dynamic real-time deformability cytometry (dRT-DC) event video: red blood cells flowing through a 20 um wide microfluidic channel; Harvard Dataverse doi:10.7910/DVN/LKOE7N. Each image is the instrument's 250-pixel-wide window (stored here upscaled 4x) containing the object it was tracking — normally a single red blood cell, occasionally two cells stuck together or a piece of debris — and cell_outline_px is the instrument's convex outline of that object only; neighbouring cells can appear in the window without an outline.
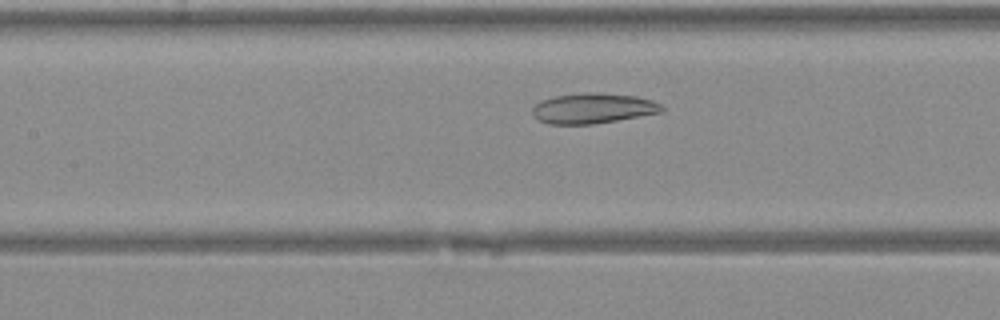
{"species": "Egyptian fruit bat (a non-hibernating species)", "species_latin": "Rousettus aegyptiacus", "temperature_condition": "warm", "stored_images_in_passage": 28, "camera_frame_rate_fps": 3000, "um_per_image_px": 0.085, "animal": {"sex": "female"}, "frame": {"image": 1, "passage_image": 9, "time_ms": 2.667, "image_size_px": [1000, 320], "cell_outline_px": [[664, 108], [660, 112], [616, 120], [592, 124], [548, 124], [540, 120], [532, 112], [532, 108], [540, 100], [556, 96], [584, 92], [600, 92], [636, 96], [652, 100], [660, 104]], "centroid_in_image_um": [50.38, 9.19], "position_along_channel_um": 157.0, "area_um2": 22.66}}
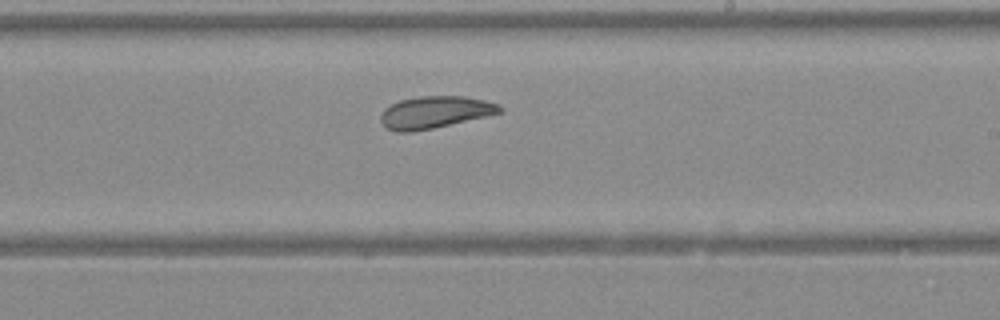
{"frame": {"image": 2, "passage_image": 15, "time_ms": 4.667, "image_size_px": [1000, 320], "cell_outline_px": [[504, 112], [488, 116], [432, 128], [412, 132], [396, 132], [384, 128], [380, 120], [380, 116], [384, 108], [400, 100], [420, 96], [464, 96], [484, 100], [496, 104], [504, 108]], "centroid_in_image_um": [36.95, 9.55], "position_along_channel_um": 252.1, "area_um2": 22.37}}
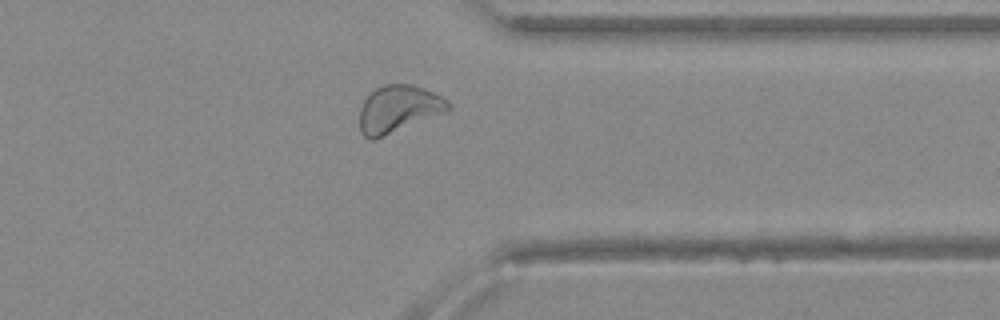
{"frame": {"image": 3, "passage_image": 23, "time_ms": 7.333, "image_size_px": [1000, 320], "cell_outline_px": [[452, 108], [444, 112], [372, 140], [368, 140], [360, 132], [360, 108], [364, 100], [376, 88], [384, 84], [412, 84], [424, 88], [448, 100], [452, 104]], "centroid_in_image_um": [33.85, 9.24], "position_along_channel_um": 377.5, "area_um2": 23.99}}